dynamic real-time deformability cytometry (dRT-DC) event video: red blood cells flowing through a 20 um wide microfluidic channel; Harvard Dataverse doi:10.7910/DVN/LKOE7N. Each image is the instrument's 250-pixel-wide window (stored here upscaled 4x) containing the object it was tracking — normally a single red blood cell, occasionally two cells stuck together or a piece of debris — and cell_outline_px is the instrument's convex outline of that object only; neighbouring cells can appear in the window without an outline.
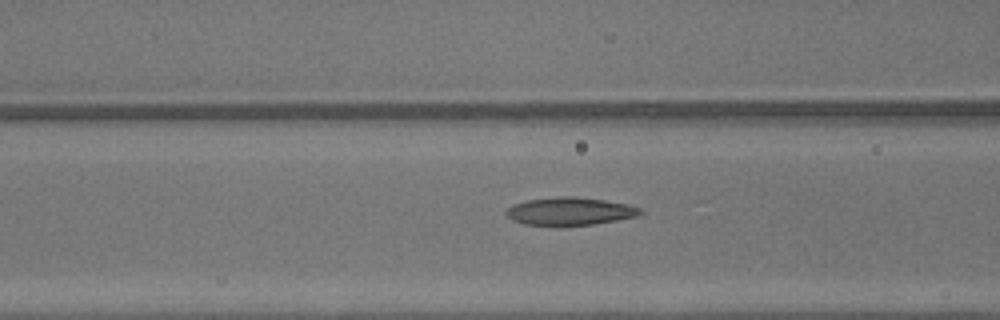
{"species": "common noctule bat (a hibernating species)", "species_latin": "Nyctalus noctula", "temperature_condition": "warm", "stored_images_in_passage": 5, "segment_of_instrument_passage": [1, 2], "camera_frame_rate_fps": 3000, "um_per_image_px": 0.085, "animal": {"sex": "male", "body_mass_g": 13.3}, "frame": {"image": 1, "passage_image": 4, "time_ms": 1.0, "image_size_px": [1000, 320], "cell_outline_px": [[644, 212], [636, 216], [616, 220], [592, 224], [560, 228], [556, 228], [524, 224], [512, 220], [504, 212], [512, 204], [528, 200], [560, 196], [572, 196], [604, 200], [628, 204], [640, 208]], "centroid_in_image_um": [48.39, 17.99], "position_along_channel_um": 118.2, "area_um2": 22.31}}